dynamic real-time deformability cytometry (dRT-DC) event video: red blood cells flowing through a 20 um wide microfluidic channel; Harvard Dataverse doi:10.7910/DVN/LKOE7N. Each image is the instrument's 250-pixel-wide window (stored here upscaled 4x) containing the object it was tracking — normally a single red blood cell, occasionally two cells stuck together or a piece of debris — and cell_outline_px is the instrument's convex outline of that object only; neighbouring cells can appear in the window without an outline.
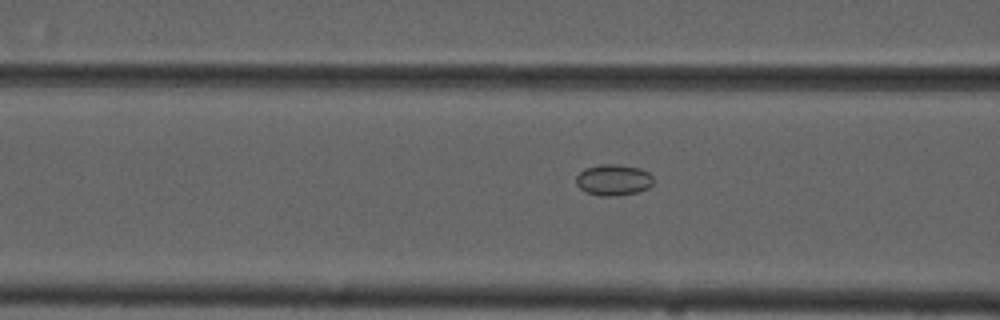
{"species": "common noctule bat (a hibernating species)", "species_latin": "Nyctalus noctula", "temperature_condition": "cold", "stored_images_in_passage": 38, "camera_frame_rate_fps": 3000, "um_per_image_px": 0.085, "animal": {"sex": "male", "forearm_length_mm": 52.5}, "frame": {"image": 1, "passage_image": 5, "time_ms": 1.333, "image_size_px": [1000, 320], "cell_outline_px": [[652, 184], [648, 188], [636, 192], [616, 196], [600, 196], [588, 192], [580, 188], [576, 184], [576, 176], [584, 168], [600, 164], [616, 164], [640, 168], [648, 172], [652, 176]], "centroid_in_image_um": [52.13, 15.28], "position_along_channel_um": 114.5, "area_um2": 13.99}}
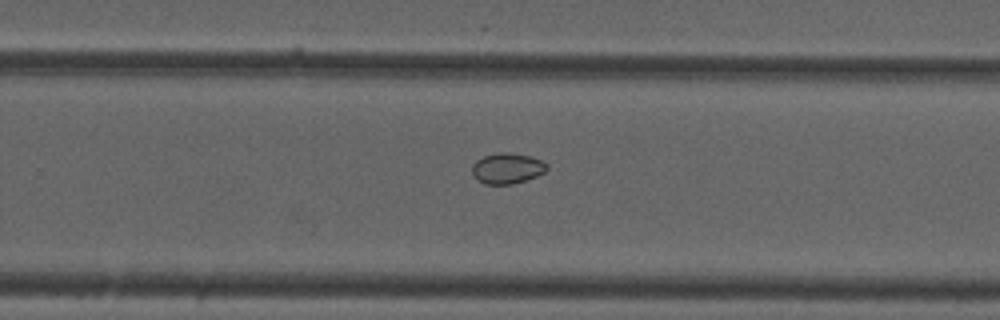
{"frame": {"image": 2, "passage_image": 19, "time_ms": 6.0, "image_size_px": [1000, 320], "cell_outline_px": [[548, 168], [544, 172], [536, 176], [512, 184], [484, 184], [472, 172], [472, 164], [476, 160], [484, 156], [500, 152], [508, 152], [528, 156], [540, 160], [548, 164]], "centroid_in_image_um": [43.11, 14.3], "position_along_channel_um": 286.7, "area_um2": 13.12}}
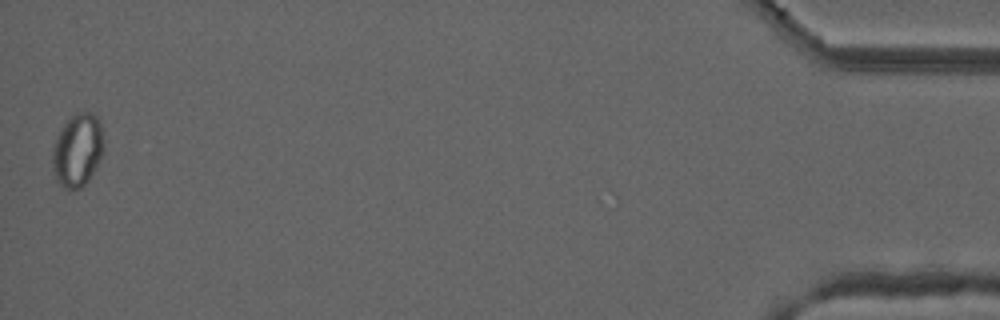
{"frame": {"image": 3, "passage_image": 38, "time_ms": 12.333, "image_size_px": [1000, 320], "cell_outline_px": [[104, 148], [88, 180], [80, 188], [68, 192], [56, 180], [52, 168], [52, 148], [64, 124], [76, 112], [96, 112], [100, 120], [104, 140]], "centroid_in_image_um": [6.59, 12.76], "position_along_channel_um": 428.6, "area_um2": 21.91}, "authors_computed_cell_mechanics": {"area_um2": 13.6986, "velocity_mm_per_s": 3.6965, "shape_relaxation_time_tau1_ms": null, "shape_relaxation_time_tau2_ms": 4.1745, "deformation_change_tau1": null, "deformation_change_tau2": 0.037}}